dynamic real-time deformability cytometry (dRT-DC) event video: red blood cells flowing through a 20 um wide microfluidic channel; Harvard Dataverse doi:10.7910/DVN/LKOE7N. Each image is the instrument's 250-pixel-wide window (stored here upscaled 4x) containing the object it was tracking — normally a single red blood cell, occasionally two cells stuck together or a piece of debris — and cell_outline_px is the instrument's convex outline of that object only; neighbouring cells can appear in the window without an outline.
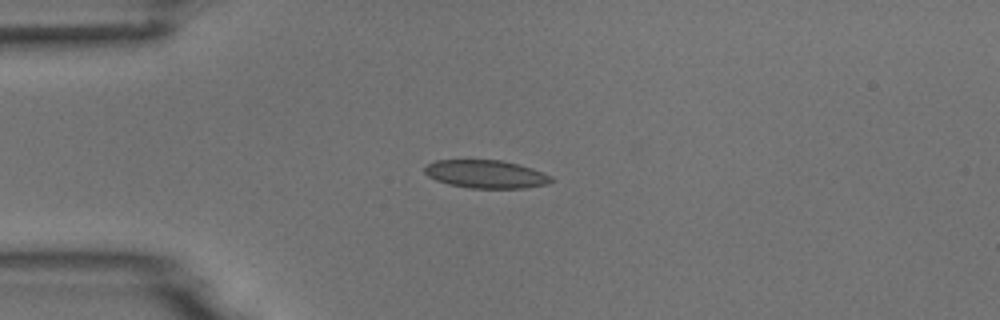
{"species": "common noctule bat (a hibernating species)", "species_latin": "Nyctalus noctula", "temperature_condition": "room temperature", "stored_images_in_passage": 6, "camera_frame_rate_fps": 3000, "um_per_image_px": 0.085, "animal": {"sex": "male", "body_mass_g": 18.8}, "frame": {"image": 1, "passage_image": 4, "time_ms": 4.333, "image_size_px": [1000, 320], "cell_outline_px": [[556, 180], [548, 184], [524, 188], [468, 188], [448, 184], [436, 180], [428, 176], [424, 172], [424, 168], [428, 164], [436, 160], [500, 160], [532, 168], [552, 176]], "centroid_in_image_um": [41.32, 14.81], "position_along_channel_um": 43.7, "area_um2": 20.75}}
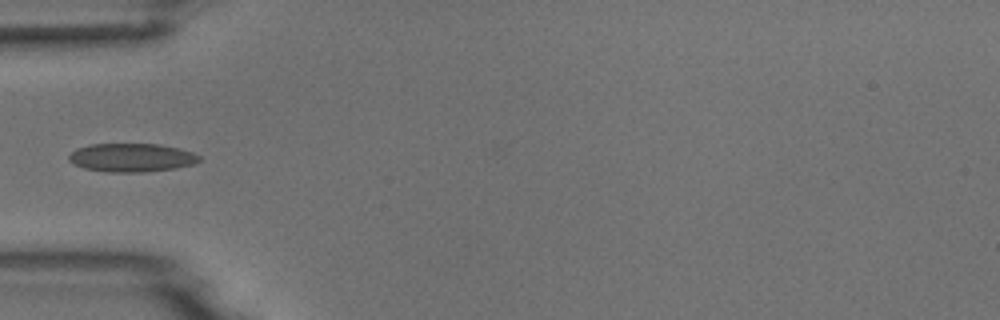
{"frame": {"image": 2, "passage_image": 5, "time_ms": 5.667, "image_size_px": [1000, 320], "cell_outline_px": [[200, 160], [196, 164], [176, 168], [144, 172], [104, 172], [84, 168], [72, 164], [68, 160], [68, 156], [76, 148], [88, 144], [160, 144], [180, 148], [192, 152], [200, 156]], "centroid_in_image_um": [11.18, 13.4], "position_along_channel_um": 73.8, "area_um2": 21.96}}